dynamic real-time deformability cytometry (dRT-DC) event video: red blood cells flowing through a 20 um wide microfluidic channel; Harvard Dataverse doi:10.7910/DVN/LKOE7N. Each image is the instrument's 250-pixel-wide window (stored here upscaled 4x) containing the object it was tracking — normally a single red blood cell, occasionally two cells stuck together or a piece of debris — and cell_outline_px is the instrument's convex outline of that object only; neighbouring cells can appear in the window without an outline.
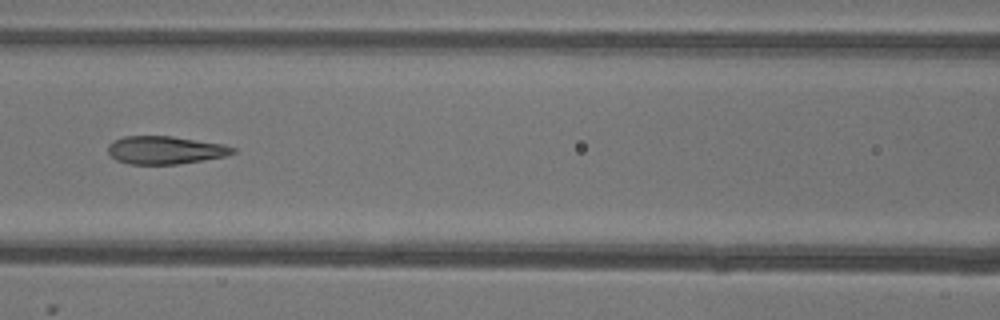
{"species": "common noctule bat (a hibernating species)", "species_latin": "Nyctalus noctula", "temperature_condition": "warm", "stored_images_in_passage": 52, "camera_frame_rate_fps": 3000, "um_per_image_px": 0.085, "animal": {"sex": "female"}, "frame": {"image": 1, "passage_image": 23, "time_ms": 7.333, "image_size_px": [1000, 320], "cell_outline_px": [[236, 152], [224, 156], [176, 164], [128, 164], [116, 160], [108, 152], [108, 144], [124, 136], [172, 136], [224, 144], [236, 148]], "centroid_in_image_um": [14.03, 12.75], "position_along_channel_um": 152.6, "area_um2": 20.17}, "authors_computed_cell_mechanics": {"area_um2": 22.5709, "velocity_mm_per_s": 3.9052, "shape_relaxation_time_tau1_ms": 7.1643, "shape_relaxation_time_tau2_ms": 1.4195, "deformation_change_tau1": 0.2639, "deformation_change_tau2": 0.093}}